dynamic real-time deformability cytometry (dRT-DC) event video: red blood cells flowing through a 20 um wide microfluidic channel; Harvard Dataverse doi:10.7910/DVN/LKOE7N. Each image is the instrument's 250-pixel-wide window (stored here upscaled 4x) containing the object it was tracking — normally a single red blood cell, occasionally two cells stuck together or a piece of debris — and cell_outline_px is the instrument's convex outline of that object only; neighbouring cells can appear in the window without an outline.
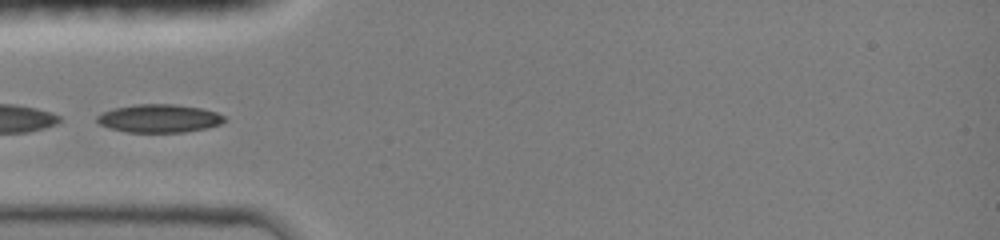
{"species": "common noctule bat (a hibernating species)", "species_latin": "Nyctalus noctula", "temperature_condition": "room temperature", "stored_images_in_passage": 20, "camera_frame_rate_fps": 3000, "um_per_image_px": 0.085, "animal": {"sex": "female", "body_mass_g": 19.0, "forearm_length_mm": 51.5}, "frame": {"image": 1, "passage_image": 19, "time_ms": 4.333, "image_size_px": [1000, 240], "cell_outline_px": [[228, 120], [220, 124], [208, 128], [184, 132], [128, 132], [108, 128], [100, 124], [96, 120], [96, 116], [112, 108], [136, 104], [176, 104], [200, 108], [216, 112], [224, 116]], "centroid_in_image_um": [13.54, 10.06], "position_along_channel_um": 71.5, "area_um2": 21.04}}